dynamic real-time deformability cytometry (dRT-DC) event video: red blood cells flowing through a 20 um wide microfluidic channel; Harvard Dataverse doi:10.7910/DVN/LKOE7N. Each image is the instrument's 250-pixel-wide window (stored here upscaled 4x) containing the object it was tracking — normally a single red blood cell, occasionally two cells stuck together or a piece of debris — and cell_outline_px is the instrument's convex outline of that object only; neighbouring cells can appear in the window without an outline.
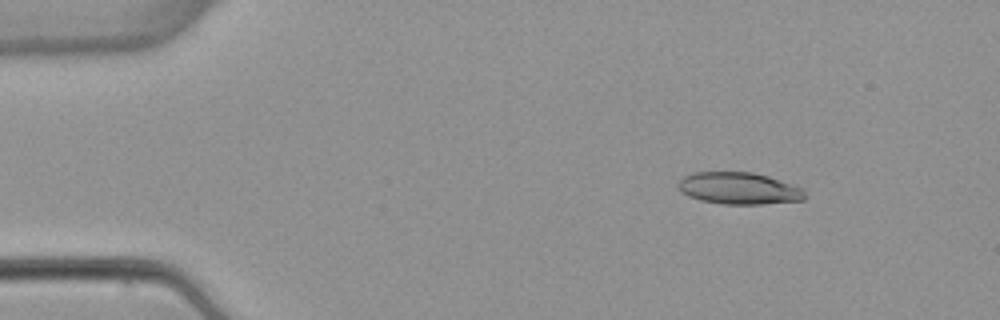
{"species": "common noctule bat (a hibernating species)", "species_latin": "Nyctalus noctula", "temperature_condition": "warm", "stored_images_in_passage": 4, "camera_frame_rate_fps": 3000, "um_per_image_px": 0.085, "animal": {"sex": "female", "body_mass_g": 22.7, "forearm_length_mm": 54.2}, "frame": {"image": 1, "passage_image": 2, "time_ms": 1.333, "image_size_px": [1000, 320], "cell_outline_px": [[804, 200], [760, 204], [720, 204], [700, 200], [688, 196], [680, 192], [676, 184], [684, 176], [692, 172], [752, 172], [768, 176], [804, 188]], "centroid_in_image_um": [62.77, 16.01], "position_along_channel_um": 22.2, "area_um2": 23.7}}
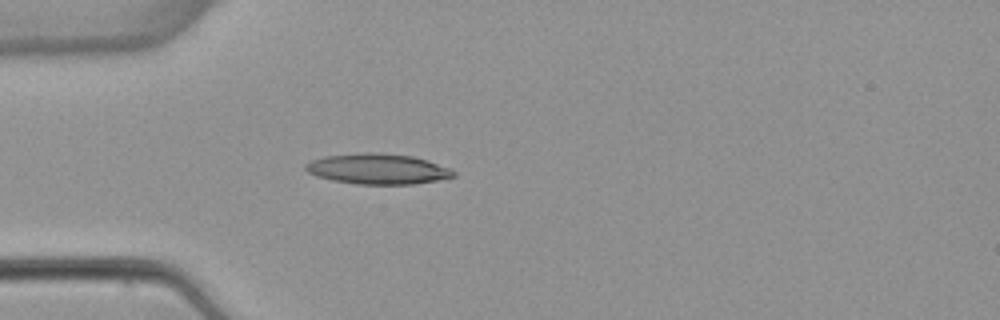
{"frame": {"image": 2, "passage_image": 4, "time_ms": 4.0, "image_size_px": [1000, 320], "cell_outline_px": [[456, 176], [436, 180], [412, 184], [356, 184], [332, 180], [316, 176], [308, 172], [304, 168], [304, 164], [312, 160], [324, 156], [364, 152], [380, 152], [412, 156], [428, 160], [452, 168], [456, 172]], "centroid_in_image_um": [32.12, 14.35], "position_along_channel_um": 52.9, "area_um2": 26.47}}